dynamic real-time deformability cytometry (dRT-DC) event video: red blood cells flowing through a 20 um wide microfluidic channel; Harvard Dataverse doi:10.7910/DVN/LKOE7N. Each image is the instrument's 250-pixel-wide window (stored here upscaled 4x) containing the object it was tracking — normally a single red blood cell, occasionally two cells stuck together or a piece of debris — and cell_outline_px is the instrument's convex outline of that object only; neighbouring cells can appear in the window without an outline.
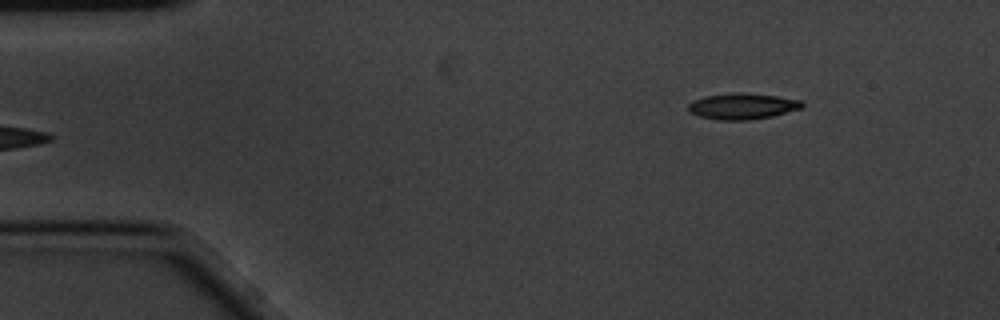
{"species": "common noctule bat (a hibernating species)", "species_latin": "Nyctalus noctula", "temperature_condition": "cold", "stored_images_in_passage": 5, "camera_frame_rate_fps": 3000, "um_per_image_px": 0.085, "animal": {"sex": "male", "body_mass_g": 20.1, "forearm_length_mm": 53.5}, "frame": {"image": 1, "passage_image": 5, "time_ms": 1.333, "image_size_px": [1000, 320], "cell_outline_px": [[804, 104], [800, 108], [772, 116], [748, 120], [716, 120], [700, 116], [688, 112], [688, 104], [692, 100], [704, 96], [736, 92], [744, 92], [776, 96], [804, 100]], "centroid_in_image_um": [63.07, 9.02], "position_along_channel_um": 21.9, "area_um2": 17.4}}